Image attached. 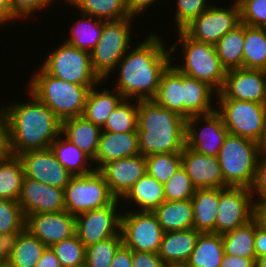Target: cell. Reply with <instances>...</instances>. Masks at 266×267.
<instances>
[{"mask_svg":"<svg viewBox=\"0 0 266 267\" xmlns=\"http://www.w3.org/2000/svg\"><path fill=\"white\" fill-rule=\"evenodd\" d=\"M157 34H150L130 48L115 67L119 77L114 86L125 99L150 100L158 91L162 73L173 62L172 53Z\"/></svg>","mask_w":266,"mask_h":267,"instance_id":"6da1fadb","label":"cell"},{"mask_svg":"<svg viewBox=\"0 0 266 267\" xmlns=\"http://www.w3.org/2000/svg\"><path fill=\"white\" fill-rule=\"evenodd\" d=\"M28 94L30 101L3 106L8 119L11 155L50 148L61 134V120L32 93Z\"/></svg>","mask_w":266,"mask_h":267,"instance_id":"7a4b0ae2","label":"cell"},{"mask_svg":"<svg viewBox=\"0 0 266 267\" xmlns=\"http://www.w3.org/2000/svg\"><path fill=\"white\" fill-rule=\"evenodd\" d=\"M137 133L142 156L181 153L186 146V119L153 99L139 100Z\"/></svg>","mask_w":266,"mask_h":267,"instance_id":"3957f363","label":"cell"},{"mask_svg":"<svg viewBox=\"0 0 266 267\" xmlns=\"http://www.w3.org/2000/svg\"><path fill=\"white\" fill-rule=\"evenodd\" d=\"M27 91L44 103L61 121L82 116L90 88L48 74L42 67L34 73Z\"/></svg>","mask_w":266,"mask_h":267,"instance_id":"277c9868","label":"cell"},{"mask_svg":"<svg viewBox=\"0 0 266 267\" xmlns=\"http://www.w3.org/2000/svg\"><path fill=\"white\" fill-rule=\"evenodd\" d=\"M177 32L179 40L169 49L171 53L175 52L179 42L181 43L183 64L172 65L182 74L204 81L218 92L222 88L227 71L220 62L215 46L196 41L183 30Z\"/></svg>","mask_w":266,"mask_h":267,"instance_id":"5b68a950","label":"cell"},{"mask_svg":"<svg viewBox=\"0 0 266 267\" xmlns=\"http://www.w3.org/2000/svg\"><path fill=\"white\" fill-rule=\"evenodd\" d=\"M259 157L256 141L228 133L217 156L225 187L251 188Z\"/></svg>","mask_w":266,"mask_h":267,"instance_id":"8992f818","label":"cell"},{"mask_svg":"<svg viewBox=\"0 0 266 267\" xmlns=\"http://www.w3.org/2000/svg\"><path fill=\"white\" fill-rule=\"evenodd\" d=\"M134 18L103 20L101 37L90 55L94 72L104 82L132 46L131 24Z\"/></svg>","mask_w":266,"mask_h":267,"instance_id":"52a82bcc","label":"cell"},{"mask_svg":"<svg viewBox=\"0 0 266 267\" xmlns=\"http://www.w3.org/2000/svg\"><path fill=\"white\" fill-rule=\"evenodd\" d=\"M43 62L41 67L58 79L78 85H100L103 82L93 70L90 52L64 41Z\"/></svg>","mask_w":266,"mask_h":267,"instance_id":"ba28073f","label":"cell"},{"mask_svg":"<svg viewBox=\"0 0 266 267\" xmlns=\"http://www.w3.org/2000/svg\"><path fill=\"white\" fill-rule=\"evenodd\" d=\"M64 191L65 210L73 216L105 207L116 199L98 170L72 176Z\"/></svg>","mask_w":266,"mask_h":267,"instance_id":"9c48e42d","label":"cell"},{"mask_svg":"<svg viewBox=\"0 0 266 267\" xmlns=\"http://www.w3.org/2000/svg\"><path fill=\"white\" fill-rule=\"evenodd\" d=\"M122 244L137 252L158 253L165 231L153 211H135L121 214Z\"/></svg>","mask_w":266,"mask_h":267,"instance_id":"30bf717a","label":"cell"},{"mask_svg":"<svg viewBox=\"0 0 266 267\" xmlns=\"http://www.w3.org/2000/svg\"><path fill=\"white\" fill-rule=\"evenodd\" d=\"M223 124L229 134L258 141L266 119V104L243 100H217Z\"/></svg>","mask_w":266,"mask_h":267,"instance_id":"8fae6325","label":"cell"},{"mask_svg":"<svg viewBox=\"0 0 266 267\" xmlns=\"http://www.w3.org/2000/svg\"><path fill=\"white\" fill-rule=\"evenodd\" d=\"M230 7L212 5L182 30L192 39L215 45L226 33L240 24V9L234 0Z\"/></svg>","mask_w":266,"mask_h":267,"instance_id":"7c38bea8","label":"cell"},{"mask_svg":"<svg viewBox=\"0 0 266 267\" xmlns=\"http://www.w3.org/2000/svg\"><path fill=\"white\" fill-rule=\"evenodd\" d=\"M250 188H219L215 233L224 234L247 224L254 218V201Z\"/></svg>","mask_w":266,"mask_h":267,"instance_id":"4fadbf2b","label":"cell"},{"mask_svg":"<svg viewBox=\"0 0 266 267\" xmlns=\"http://www.w3.org/2000/svg\"><path fill=\"white\" fill-rule=\"evenodd\" d=\"M119 199L111 204L89 210L75 216L76 235L85 247L104 241L116 235H121V215L117 210L120 206Z\"/></svg>","mask_w":266,"mask_h":267,"instance_id":"5bb4252c","label":"cell"},{"mask_svg":"<svg viewBox=\"0 0 266 267\" xmlns=\"http://www.w3.org/2000/svg\"><path fill=\"white\" fill-rule=\"evenodd\" d=\"M200 121L203 122L204 126L200 125V130H198ZM227 135L228 130L216 110L208 114L190 116L186 119V146L198 153L217 158Z\"/></svg>","mask_w":266,"mask_h":267,"instance_id":"9a60e30c","label":"cell"},{"mask_svg":"<svg viewBox=\"0 0 266 267\" xmlns=\"http://www.w3.org/2000/svg\"><path fill=\"white\" fill-rule=\"evenodd\" d=\"M217 100H243L266 104V71L238 68L228 70Z\"/></svg>","mask_w":266,"mask_h":267,"instance_id":"2e32d148","label":"cell"},{"mask_svg":"<svg viewBox=\"0 0 266 267\" xmlns=\"http://www.w3.org/2000/svg\"><path fill=\"white\" fill-rule=\"evenodd\" d=\"M26 178L65 189L72 175L58 162L50 148L26 151L18 155Z\"/></svg>","mask_w":266,"mask_h":267,"instance_id":"e0dca14e","label":"cell"},{"mask_svg":"<svg viewBox=\"0 0 266 267\" xmlns=\"http://www.w3.org/2000/svg\"><path fill=\"white\" fill-rule=\"evenodd\" d=\"M25 229L46 247H51L76 235V219L66 210L29 214L26 216Z\"/></svg>","mask_w":266,"mask_h":267,"instance_id":"ac0fdd59","label":"cell"},{"mask_svg":"<svg viewBox=\"0 0 266 267\" xmlns=\"http://www.w3.org/2000/svg\"><path fill=\"white\" fill-rule=\"evenodd\" d=\"M18 203L25 216L64 211L65 191L25 177Z\"/></svg>","mask_w":266,"mask_h":267,"instance_id":"d6986e66","label":"cell"},{"mask_svg":"<svg viewBox=\"0 0 266 267\" xmlns=\"http://www.w3.org/2000/svg\"><path fill=\"white\" fill-rule=\"evenodd\" d=\"M98 171L103 175L112 195L120 200L147 173L146 158L139 154L117 159L102 165Z\"/></svg>","mask_w":266,"mask_h":267,"instance_id":"ffe728a7","label":"cell"},{"mask_svg":"<svg viewBox=\"0 0 266 267\" xmlns=\"http://www.w3.org/2000/svg\"><path fill=\"white\" fill-rule=\"evenodd\" d=\"M181 165L196 189L225 188L220 163L211 157L185 146L181 152Z\"/></svg>","mask_w":266,"mask_h":267,"instance_id":"44dd1931","label":"cell"},{"mask_svg":"<svg viewBox=\"0 0 266 267\" xmlns=\"http://www.w3.org/2000/svg\"><path fill=\"white\" fill-rule=\"evenodd\" d=\"M139 142L137 132L113 133L101 131L98 150L92 163L98 164L96 170L102 165L121 158L139 155Z\"/></svg>","mask_w":266,"mask_h":267,"instance_id":"7402d4cb","label":"cell"},{"mask_svg":"<svg viewBox=\"0 0 266 267\" xmlns=\"http://www.w3.org/2000/svg\"><path fill=\"white\" fill-rule=\"evenodd\" d=\"M200 234L194 228L165 232L158 251L159 257L168 267L186 264Z\"/></svg>","mask_w":266,"mask_h":267,"instance_id":"603a6c76","label":"cell"},{"mask_svg":"<svg viewBox=\"0 0 266 267\" xmlns=\"http://www.w3.org/2000/svg\"><path fill=\"white\" fill-rule=\"evenodd\" d=\"M214 94L217 91L208 83L183 74V117L187 119L215 111L211 102L216 97Z\"/></svg>","mask_w":266,"mask_h":267,"instance_id":"cb8c5ba5","label":"cell"},{"mask_svg":"<svg viewBox=\"0 0 266 267\" xmlns=\"http://www.w3.org/2000/svg\"><path fill=\"white\" fill-rule=\"evenodd\" d=\"M101 131L100 127L87 121L83 116L61 121V134L92 160L98 150Z\"/></svg>","mask_w":266,"mask_h":267,"instance_id":"d4e9b609","label":"cell"},{"mask_svg":"<svg viewBox=\"0 0 266 267\" xmlns=\"http://www.w3.org/2000/svg\"><path fill=\"white\" fill-rule=\"evenodd\" d=\"M47 247L27 229L8 241L7 262L10 267H35Z\"/></svg>","mask_w":266,"mask_h":267,"instance_id":"484cf974","label":"cell"},{"mask_svg":"<svg viewBox=\"0 0 266 267\" xmlns=\"http://www.w3.org/2000/svg\"><path fill=\"white\" fill-rule=\"evenodd\" d=\"M193 228L200 233H215L219 188L196 189L191 198Z\"/></svg>","mask_w":266,"mask_h":267,"instance_id":"4316f807","label":"cell"},{"mask_svg":"<svg viewBox=\"0 0 266 267\" xmlns=\"http://www.w3.org/2000/svg\"><path fill=\"white\" fill-rule=\"evenodd\" d=\"M96 87L93 86L88 92L82 116L102 128L108 116L125 98L115 89L98 91Z\"/></svg>","mask_w":266,"mask_h":267,"instance_id":"83f0119b","label":"cell"},{"mask_svg":"<svg viewBox=\"0 0 266 267\" xmlns=\"http://www.w3.org/2000/svg\"><path fill=\"white\" fill-rule=\"evenodd\" d=\"M153 212L165 232L193 228V204L191 199L182 201L165 200Z\"/></svg>","mask_w":266,"mask_h":267,"instance_id":"f1b7e54d","label":"cell"},{"mask_svg":"<svg viewBox=\"0 0 266 267\" xmlns=\"http://www.w3.org/2000/svg\"><path fill=\"white\" fill-rule=\"evenodd\" d=\"M122 200L139 206L137 211H154L165 201L164 184L146 173L135 182Z\"/></svg>","mask_w":266,"mask_h":267,"instance_id":"f546056e","label":"cell"},{"mask_svg":"<svg viewBox=\"0 0 266 267\" xmlns=\"http://www.w3.org/2000/svg\"><path fill=\"white\" fill-rule=\"evenodd\" d=\"M153 100L163 108L177 112L183 117V74L172 63L162 73Z\"/></svg>","mask_w":266,"mask_h":267,"instance_id":"4dcf8cb0","label":"cell"},{"mask_svg":"<svg viewBox=\"0 0 266 267\" xmlns=\"http://www.w3.org/2000/svg\"><path fill=\"white\" fill-rule=\"evenodd\" d=\"M50 149L72 176L86 175L96 170V167L90 168L92 159L68 139L63 138L62 134L51 143Z\"/></svg>","mask_w":266,"mask_h":267,"instance_id":"1f68e13d","label":"cell"},{"mask_svg":"<svg viewBox=\"0 0 266 267\" xmlns=\"http://www.w3.org/2000/svg\"><path fill=\"white\" fill-rule=\"evenodd\" d=\"M223 255L222 235L201 233L186 265L188 267H220Z\"/></svg>","mask_w":266,"mask_h":267,"instance_id":"d6a6232c","label":"cell"},{"mask_svg":"<svg viewBox=\"0 0 266 267\" xmlns=\"http://www.w3.org/2000/svg\"><path fill=\"white\" fill-rule=\"evenodd\" d=\"M214 46L226 71L243 68L244 24L226 33Z\"/></svg>","mask_w":266,"mask_h":267,"instance_id":"836d02e7","label":"cell"},{"mask_svg":"<svg viewBox=\"0 0 266 267\" xmlns=\"http://www.w3.org/2000/svg\"><path fill=\"white\" fill-rule=\"evenodd\" d=\"M24 178L22 162L17 155L0 158V199L18 201Z\"/></svg>","mask_w":266,"mask_h":267,"instance_id":"e575fe53","label":"cell"},{"mask_svg":"<svg viewBox=\"0 0 266 267\" xmlns=\"http://www.w3.org/2000/svg\"><path fill=\"white\" fill-rule=\"evenodd\" d=\"M243 68L266 71V28L244 24Z\"/></svg>","mask_w":266,"mask_h":267,"instance_id":"d590c367","label":"cell"},{"mask_svg":"<svg viewBox=\"0 0 266 267\" xmlns=\"http://www.w3.org/2000/svg\"><path fill=\"white\" fill-rule=\"evenodd\" d=\"M255 218L247 224L222 234L224 254L256 258Z\"/></svg>","mask_w":266,"mask_h":267,"instance_id":"8d00e7d4","label":"cell"},{"mask_svg":"<svg viewBox=\"0 0 266 267\" xmlns=\"http://www.w3.org/2000/svg\"><path fill=\"white\" fill-rule=\"evenodd\" d=\"M69 38L66 43L82 50L91 52L101 37L103 20L90 15H82V18L70 27Z\"/></svg>","mask_w":266,"mask_h":267,"instance_id":"74e56055","label":"cell"},{"mask_svg":"<svg viewBox=\"0 0 266 267\" xmlns=\"http://www.w3.org/2000/svg\"><path fill=\"white\" fill-rule=\"evenodd\" d=\"M66 3L80 9L82 14L105 21L128 18L125 0H65Z\"/></svg>","mask_w":266,"mask_h":267,"instance_id":"f35d334b","label":"cell"},{"mask_svg":"<svg viewBox=\"0 0 266 267\" xmlns=\"http://www.w3.org/2000/svg\"><path fill=\"white\" fill-rule=\"evenodd\" d=\"M124 99L108 116L102 131L113 133L137 132L139 100Z\"/></svg>","mask_w":266,"mask_h":267,"instance_id":"ab89813d","label":"cell"},{"mask_svg":"<svg viewBox=\"0 0 266 267\" xmlns=\"http://www.w3.org/2000/svg\"><path fill=\"white\" fill-rule=\"evenodd\" d=\"M26 216L18 201L0 199V236L10 241L25 229Z\"/></svg>","mask_w":266,"mask_h":267,"instance_id":"60d3db41","label":"cell"},{"mask_svg":"<svg viewBox=\"0 0 266 267\" xmlns=\"http://www.w3.org/2000/svg\"><path fill=\"white\" fill-rule=\"evenodd\" d=\"M145 158L147 174L162 184L181 167V153H155Z\"/></svg>","mask_w":266,"mask_h":267,"instance_id":"b9f144b4","label":"cell"},{"mask_svg":"<svg viewBox=\"0 0 266 267\" xmlns=\"http://www.w3.org/2000/svg\"><path fill=\"white\" fill-rule=\"evenodd\" d=\"M62 267H84L86 247L77 235L53 244L51 247Z\"/></svg>","mask_w":266,"mask_h":267,"instance_id":"7bdbcfd3","label":"cell"},{"mask_svg":"<svg viewBox=\"0 0 266 267\" xmlns=\"http://www.w3.org/2000/svg\"><path fill=\"white\" fill-rule=\"evenodd\" d=\"M122 245V236L116 235L86 247L85 267H110L115 252Z\"/></svg>","mask_w":266,"mask_h":267,"instance_id":"ee69618b","label":"cell"},{"mask_svg":"<svg viewBox=\"0 0 266 267\" xmlns=\"http://www.w3.org/2000/svg\"><path fill=\"white\" fill-rule=\"evenodd\" d=\"M196 187L193 185L186 170L181 167L164 183V195L167 201L189 200L194 195Z\"/></svg>","mask_w":266,"mask_h":267,"instance_id":"f6af8a7d","label":"cell"},{"mask_svg":"<svg viewBox=\"0 0 266 267\" xmlns=\"http://www.w3.org/2000/svg\"><path fill=\"white\" fill-rule=\"evenodd\" d=\"M208 0H176V11L174 22L177 30H182L194 18L207 10L213 4L207 3Z\"/></svg>","mask_w":266,"mask_h":267,"instance_id":"bcb514c9","label":"cell"},{"mask_svg":"<svg viewBox=\"0 0 266 267\" xmlns=\"http://www.w3.org/2000/svg\"><path fill=\"white\" fill-rule=\"evenodd\" d=\"M240 9V23L266 28V0H236Z\"/></svg>","mask_w":266,"mask_h":267,"instance_id":"7dc6e473","label":"cell"},{"mask_svg":"<svg viewBox=\"0 0 266 267\" xmlns=\"http://www.w3.org/2000/svg\"><path fill=\"white\" fill-rule=\"evenodd\" d=\"M13 15L17 19L30 18L31 15L36 11L44 7L47 8L49 5H53L54 0H8Z\"/></svg>","mask_w":266,"mask_h":267,"instance_id":"c3c4849f","label":"cell"},{"mask_svg":"<svg viewBox=\"0 0 266 267\" xmlns=\"http://www.w3.org/2000/svg\"><path fill=\"white\" fill-rule=\"evenodd\" d=\"M250 190L252 198H255L256 195L258 196L254 203L266 201V154H260L255 178Z\"/></svg>","mask_w":266,"mask_h":267,"instance_id":"681fc988","label":"cell"},{"mask_svg":"<svg viewBox=\"0 0 266 267\" xmlns=\"http://www.w3.org/2000/svg\"><path fill=\"white\" fill-rule=\"evenodd\" d=\"M132 267H168L158 253L132 251Z\"/></svg>","mask_w":266,"mask_h":267,"instance_id":"f907efd6","label":"cell"},{"mask_svg":"<svg viewBox=\"0 0 266 267\" xmlns=\"http://www.w3.org/2000/svg\"><path fill=\"white\" fill-rule=\"evenodd\" d=\"M10 154L8 119L3 107L0 108V157Z\"/></svg>","mask_w":266,"mask_h":267,"instance_id":"816d5d0a","label":"cell"},{"mask_svg":"<svg viewBox=\"0 0 266 267\" xmlns=\"http://www.w3.org/2000/svg\"><path fill=\"white\" fill-rule=\"evenodd\" d=\"M110 267H132V250L122 244L115 252Z\"/></svg>","mask_w":266,"mask_h":267,"instance_id":"f5cc1de1","label":"cell"},{"mask_svg":"<svg viewBox=\"0 0 266 267\" xmlns=\"http://www.w3.org/2000/svg\"><path fill=\"white\" fill-rule=\"evenodd\" d=\"M256 258L224 254L220 267H255Z\"/></svg>","mask_w":266,"mask_h":267,"instance_id":"db71d44e","label":"cell"},{"mask_svg":"<svg viewBox=\"0 0 266 267\" xmlns=\"http://www.w3.org/2000/svg\"><path fill=\"white\" fill-rule=\"evenodd\" d=\"M158 0H125V5L128 14L131 17H138L142 15L143 12L147 11V8L151 7L153 3Z\"/></svg>","mask_w":266,"mask_h":267,"instance_id":"11a10c76","label":"cell"},{"mask_svg":"<svg viewBox=\"0 0 266 267\" xmlns=\"http://www.w3.org/2000/svg\"><path fill=\"white\" fill-rule=\"evenodd\" d=\"M254 244H255L256 258L266 255V229L261 227L256 219H255Z\"/></svg>","mask_w":266,"mask_h":267,"instance_id":"9f6ffc18","label":"cell"},{"mask_svg":"<svg viewBox=\"0 0 266 267\" xmlns=\"http://www.w3.org/2000/svg\"><path fill=\"white\" fill-rule=\"evenodd\" d=\"M35 267H62L55 253L50 247L43 252Z\"/></svg>","mask_w":266,"mask_h":267,"instance_id":"6f0895ef","label":"cell"},{"mask_svg":"<svg viewBox=\"0 0 266 267\" xmlns=\"http://www.w3.org/2000/svg\"><path fill=\"white\" fill-rule=\"evenodd\" d=\"M18 20L12 13L8 0H0V26L9 21Z\"/></svg>","mask_w":266,"mask_h":267,"instance_id":"680465c9","label":"cell"},{"mask_svg":"<svg viewBox=\"0 0 266 267\" xmlns=\"http://www.w3.org/2000/svg\"><path fill=\"white\" fill-rule=\"evenodd\" d=\"M254 218L266 229V201L254 203Z\"/></svg>","mask_w":266,"mask_h":267,"instance_id":"91938a15","label":"cell"},{"mask_svg":"<svg viewBox=\"0 0 266 267\" xmlns=\"http://www.w3.org/2000/svg\"><path fill=\"white\" fill-rule=\"evenodd\" d=\"M260 154H266V119L263 126L261 137L257 141Z\"/></svg>","mask_w":266,"mask_h":267,"instance_id":"94428289","label":"cell"},{"mask_svg":"<svg viewBox=\"0 0 266 267\" xmlns=\"http://www.w3.org/2000/svg\"><path fill=\"white\" fill-rule=\"evenodd\" d=\"M8 240L0 236V262L7 261Z\"/></svg>","mask_w":266,"mask_h":267,"instance_id":"6125c7cd","label":"cell"},{"mask_svg":"<svg viewBox=\"0 0 266 267\" xmlns=\"http://www.w3.org/2000/svg\"><path fill=\"white\" fill-rule=\"evenodd\" d=\"M255 267H266V255L256 258Z\"/></svg>","mask_w":266,"mask_h":267,"instance_id":"be15d7a7","label":"cell"},{"mask_svg":"<svg viewBox=\"0 0 266 267\" xmlns=\"http://www.w3.org/2000/svg\"><path fill=\"white\" fill-rule=\"evenodd\" d=\"M0 267H10L7 261L0 262Z\"/></svg>","mask_w":266,"mask_h":267,"instance_id":"e7e4bbea","label":"cell"},{"mask_svg":"<svg viewBox=\"0 0 266 267\" xmlns=\"http://www.w3.org/2000/svg\"><path fill=\"white\" fill-rule=\"evenodd\" d=\"M171 267H188L186 264L184 265H174V266H171Z\"/></svg>","mask_w":266,"mask_h":267,"instance_id":"03108f58","label":"cell"}]
</instances>
